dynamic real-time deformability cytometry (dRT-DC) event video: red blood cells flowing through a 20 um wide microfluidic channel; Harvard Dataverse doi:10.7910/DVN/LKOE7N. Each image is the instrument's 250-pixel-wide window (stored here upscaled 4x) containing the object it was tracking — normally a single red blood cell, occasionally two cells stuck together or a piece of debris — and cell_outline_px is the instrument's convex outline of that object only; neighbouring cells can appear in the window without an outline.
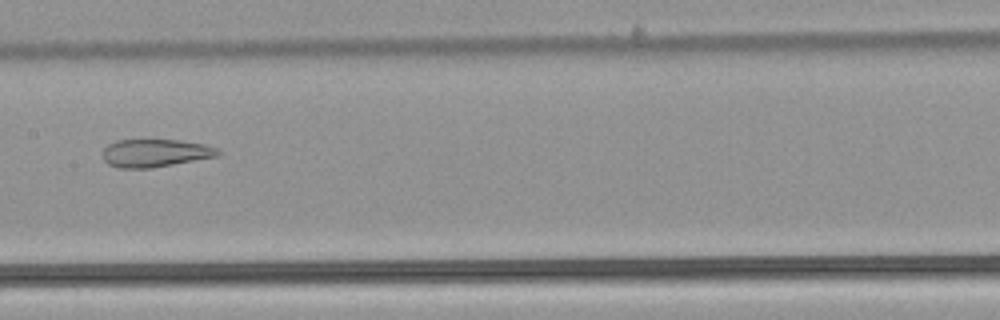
{"species": "common noctule bat (a hibernating species)", "species_latin": "Nyctalus noctula", "temperature_condition": "warm", "stored_images_in_passage": 4, "camera_frame_rate_fps": 3000, "um_per_image_px": 0.085, "animal": {"sex": "male", "body_mass_g": 21.5, "forearm_length_mm": 52.0}, "frame": {"image": 1, "passage_image": 4, "time_ms": 1.0, "image_size_px": [1000, 320], "cell_outline_px": [[220, 156], [152, 168], [120, 168], [108, 164], [104, 160], [104, 148], [108, 144], [116, 140], [180, 140], [204, 144], [216, 148], [220, 152]], "centroid_in_image_um": [13.21, 13.01], "position_along_channel_um": 194.2, "area_um2": 18.73}}